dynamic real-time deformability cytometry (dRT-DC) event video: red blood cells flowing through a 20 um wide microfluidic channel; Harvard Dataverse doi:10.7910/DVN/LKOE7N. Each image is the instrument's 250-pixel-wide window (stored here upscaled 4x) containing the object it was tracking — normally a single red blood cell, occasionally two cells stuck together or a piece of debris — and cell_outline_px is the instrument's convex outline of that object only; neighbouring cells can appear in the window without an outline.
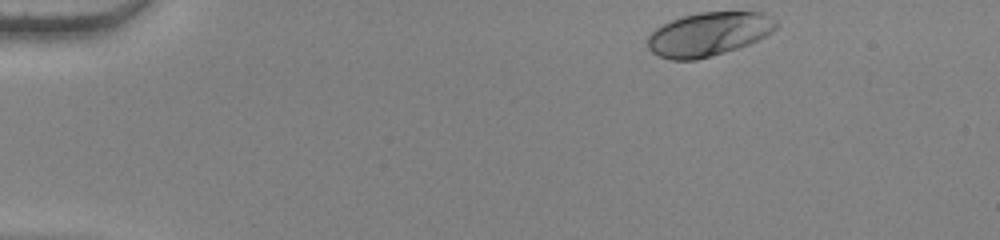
{"species": "human", "species_latin": "Homo sapiens", "temperature_condition": "warm", "stored_images_in_passage": 48, "camera_frame_rate_fps": 3000, "um_per_image_px": 0.085, "donor": {"sex": "female"}, "frame": {"image": 1, "passage_image": 1, "time_ms": 0.0, "image_size_px": [1000, 240], "cell_outline_px": [[776, 28], [772, 32], [748, 44], [724, 52], [696, 60], [672, 60], [660, 56], [652, 52], [648, 48], [648, 36], [656, 28], [672, 20], [684, 16], [700, 12], [764, 12], [776, 20]], "centroid_in_image_um": [60.23, 2.89], "position_along_channel_um": 24.8, "area_um2": 32.37}}
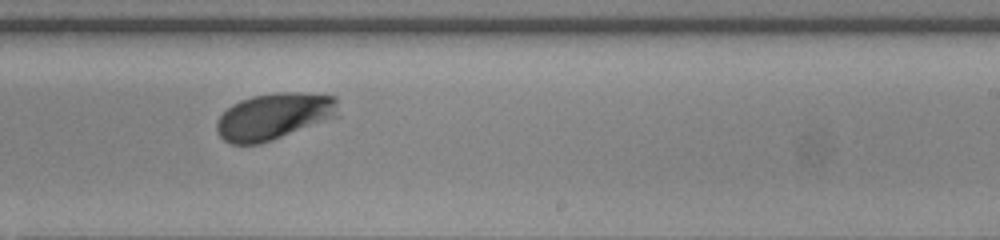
{"frame": {"image": 2, "passage_image": 28, "time_ms": 9.0, "image_size_px": [1000, 240], "cell_outline_px": [[340, 116], [272, 140], [260, 144], [228, 144], [216, 132], [216, 120], [232, 104], [240, 100], [252, 96], [276, 92], [300, 92], [336, 96]], "centroid_in_image_um": [23.3, 9.88], "position_along_channel_um": 265.7, "area_um2": 33.35}}
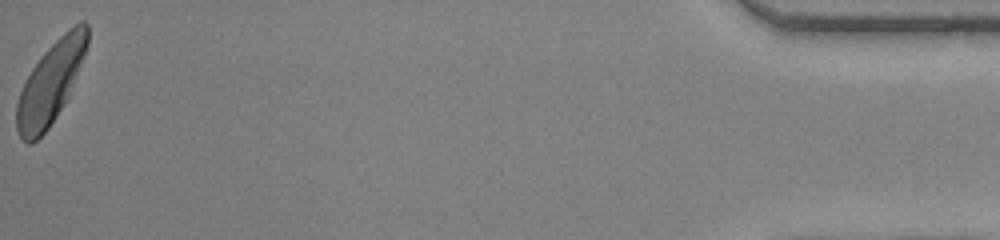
{"frame": {"image": 3, "passage_image": 48, "time_ms": 15.667, "image_size_px": [1000, 240], "cell_outline_px": [[88, 44], [84, 56], [64, 100], [56, 116], [48, 128], [32, 144], [28, 144], [16, 132], [16, 104], [20, 92], [32, 68], [40, 56], [68, 28], [80, 20], [84, 20], [88, 24]], "centroid_in_image_um": [4.27, 7.01], "position_along_channel_um": 430.9, "area_um2": 32.71}, "authors_computed_cell_mechanics": {"area_um2": 32.368, "velocity_mm_per_s": 3.7803, "shape_relaxation_time_tau1_ms": 1.8103, "shape_relaxation_time_tau2_ms": null, "deformation_change_tau1": 0.1426, "deformation_change_tau2": null}}